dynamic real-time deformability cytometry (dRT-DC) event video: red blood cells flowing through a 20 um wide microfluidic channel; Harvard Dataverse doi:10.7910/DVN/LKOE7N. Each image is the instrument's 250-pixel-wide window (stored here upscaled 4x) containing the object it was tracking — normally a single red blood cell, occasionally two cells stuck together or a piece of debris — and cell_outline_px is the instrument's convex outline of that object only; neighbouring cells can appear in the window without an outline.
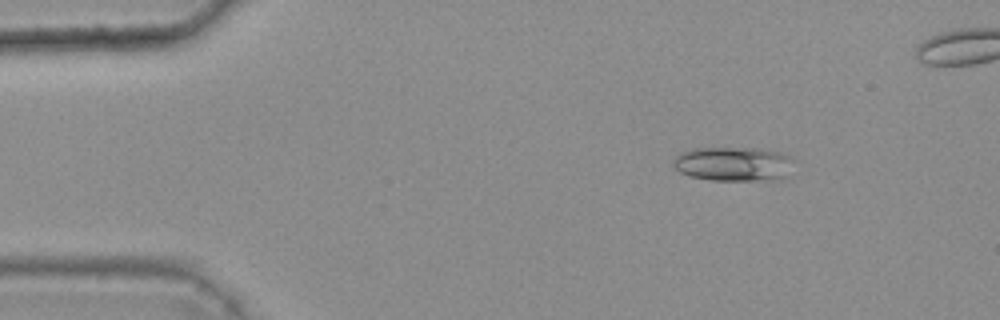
{"species": "common noctule bat (a hibernating species)", "species_latin": "Nyctalus noctula", "temperature_condition": "warm", "stored_images_in_passage": 48, "camera_frame_rate_fps": 3000, "um_per_image_px": 0.085, "animal": {"sex": "female", "body_mass_g": 25.1}, "frame": {"image": 1, "passage_image": 8, "time_ms": 2.333, "image_size_px": [1000, 320], "cell_outline_px": [[796, 160], [784, 176], [780, 180], [712, 180], [688, 176], [680, 172], [672, 164], [672, 160], [680, 152], [692, 148], [756, 148], [780, 152]], "centroid_in_image_um": [62.32, 13.93], "position_along_channel_um": 22.7, "area_um2": 24.28}}
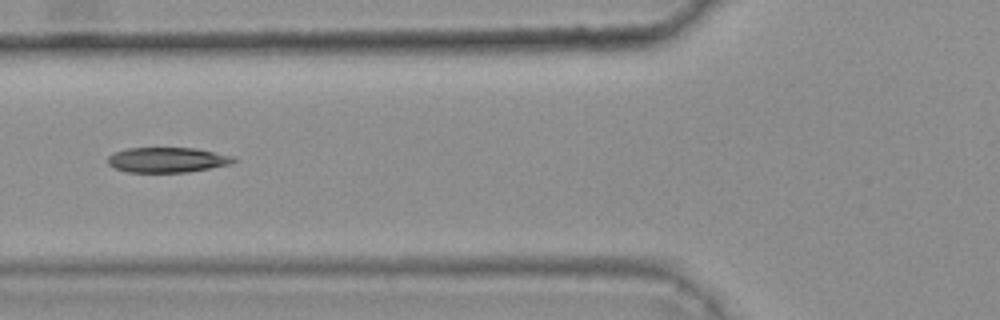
{"frame": {"image": 2, "passage_image": 21, "time_ms": 6.667, "image_size_px": [1000, 320], "cell_outline_px": [[236, 160], [232, 164], [188, 172], [128, 172], [116, 168], [108, 164], [108, 156], [112, 152], [128, 148], [196, 148], [236, 156]], "centroid_in_image_um": [14.25, 13.58], "position_along_channel_um": 111.6, "area_um2": 18.55}}
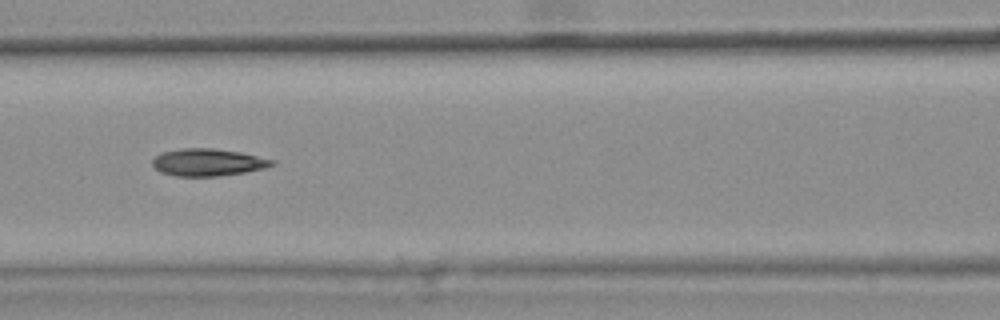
{"frame": {"image": 3, "passage_image": 24, "time_ms": 7.667, "image_size_px": [1000, 320], "cell_outline_px": [[276, 164], [264, 168], [244, 172], [216, 176], [176, 176], [160, 172], [152, 164], [152, 160], [160, 152], [184, 148], [212, 148], [240, 152], [276, 160]], "centroid_in_image_um": [17.67, 13.79], "position_along_channel_um": 148.9, "area_um2": 18.96}, "authors_computed_cell_mechanics": {"area_um2": 18.9873, "velocity_mm_per_s": 3.7147, "shape_relaxation_time_tau1_ms": 10.17, "shape_relaxation_time_tau2_ms": 3.6687, "deformation_change_tau1": 0.2118, "deformation_change_tau2": 0.101}}